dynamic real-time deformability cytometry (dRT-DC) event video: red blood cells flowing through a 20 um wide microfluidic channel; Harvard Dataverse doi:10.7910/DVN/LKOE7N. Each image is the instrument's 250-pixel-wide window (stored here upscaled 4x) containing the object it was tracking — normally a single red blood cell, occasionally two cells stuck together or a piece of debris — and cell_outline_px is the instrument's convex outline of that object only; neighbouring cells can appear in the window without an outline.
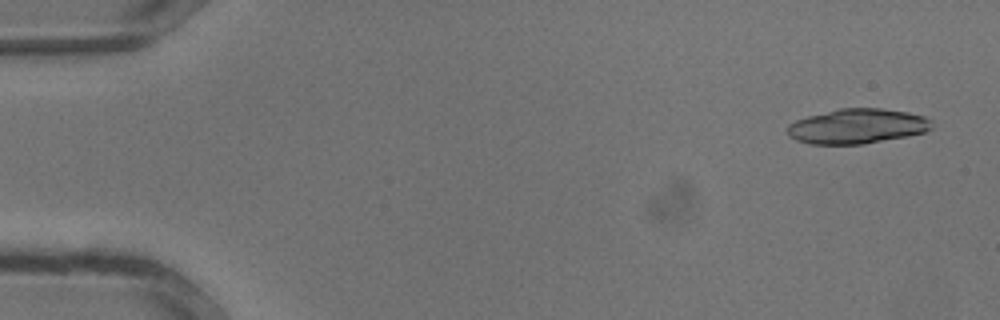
{"species": "common noctule bat (a hibernating species)", "species_latin": "Nyctalus noctula", "temperature_condition": "warm", "stored_images_in_passage": 33, "segment_of_instrument_passage": [1, 2], "camera_frame_rate_fps": 3000, "um_per_image_px": 0.085, "animal": {"sex": "male", "body_mass_g": 13.3}, "frame": {"image": 1, "passage_image": 2, "time_ms": 0.333, "image_size_px": [1000, 320], "cell_outline_px": [[932, 128], [924, 132], [908, 136], [864, 144], [808, 144], [796, 140], [788, 136], [788, 124], [796, 120], [808, 116], [840, 108], [880, 108], [908, 112], [924, 116], [932, 120]], "centroid_in_image_um": [72.87, 10.73], "position_along_channel_um": 12.1, "area_um2": 29.42}}
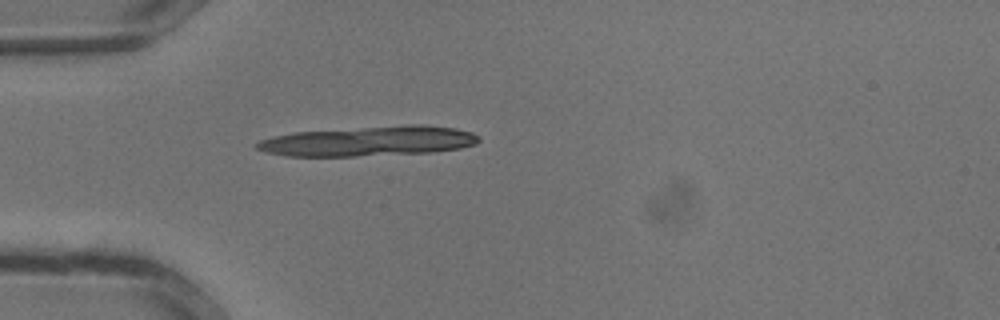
{"frame": {"image": 2, "passage_image": 10, "time_ms": 3.0, "image_size_px": [1000, 320], "cell_outline_px": [[480, 140], [476, 144], [460, 148], [432, 152], [356, 156], [284, 156], [264, 152], [256, 148], [252, 144], [260, 140], [276, 136], [296, 132], [408, 124], [424, 124], [456, 128], [472, 132], [480, 136]], "centroid_in_image_um": [31.36, 11.99], "position_along_channel_um": 53.6, "area_um2": 38.84}}